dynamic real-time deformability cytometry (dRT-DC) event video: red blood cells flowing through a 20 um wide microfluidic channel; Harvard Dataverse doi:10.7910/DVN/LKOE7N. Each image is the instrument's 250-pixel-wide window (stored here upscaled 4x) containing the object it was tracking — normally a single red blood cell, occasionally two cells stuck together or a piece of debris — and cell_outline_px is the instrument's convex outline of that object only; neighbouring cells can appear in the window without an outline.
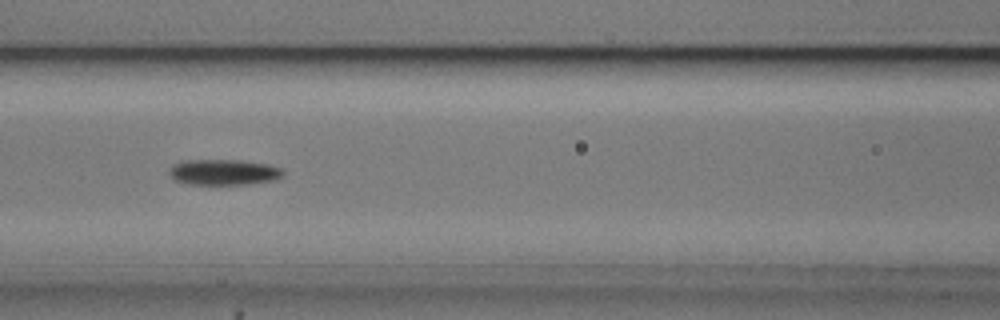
{"species": "common noctule bat (a hibernating species)", "species_latin": "Nyctalus noctula", "temperature_condition": "cold", "stored_images_in_passage": 8, "camera_frame_rate_fps": 3000, "um_per_image_px": 0.085, "animal": {"sex": "male", "body_mass_g": 20.5, "forearm_length_mm": 52.5}, "frame": {"image": 1, "passage_image": 7, "time_ms": 7.667, "image_size_px": [1000, 320], "cell_outline_px": [[284, 176], [276, 180], [248, 184], [188, 184], [176, 180], [168, 172], [172, 164], [180, 160], [240, 160], [268, 164], [280, 168], [284, 172]], "centroid_in_image_um": [19.02, 14.63], "position_along_channel_um": 147.6, "area_um2": 17.17}}
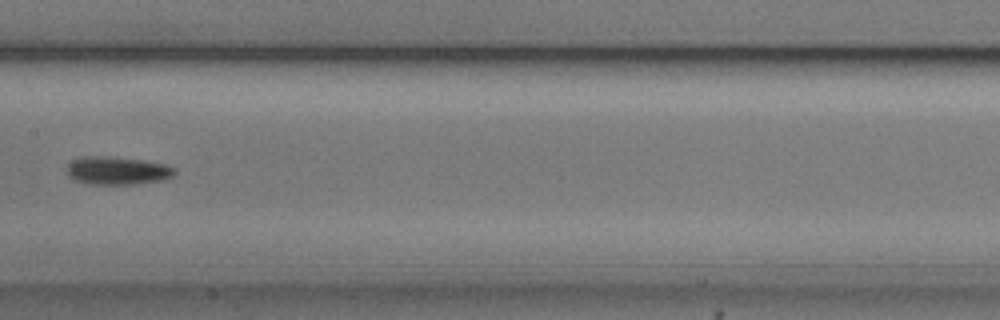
{"frame": {"image": 2, "passage_image": 8, "time_ms": 9.0, "image_size_px": [1000, 320], "cell_outline_px": [[176, 172], [172, 176], [164, 180], [136, 184], [92, 184], [76, 180], [68, 176], [68, 164], [72, 160], [84, 156], [112, 156], [144, 160], [164, 164], [176, 168]], "centroid_in_image_um": [10.0, 14.49], "position_along_channel_um": 197.4, "area_um2": 17.69}}